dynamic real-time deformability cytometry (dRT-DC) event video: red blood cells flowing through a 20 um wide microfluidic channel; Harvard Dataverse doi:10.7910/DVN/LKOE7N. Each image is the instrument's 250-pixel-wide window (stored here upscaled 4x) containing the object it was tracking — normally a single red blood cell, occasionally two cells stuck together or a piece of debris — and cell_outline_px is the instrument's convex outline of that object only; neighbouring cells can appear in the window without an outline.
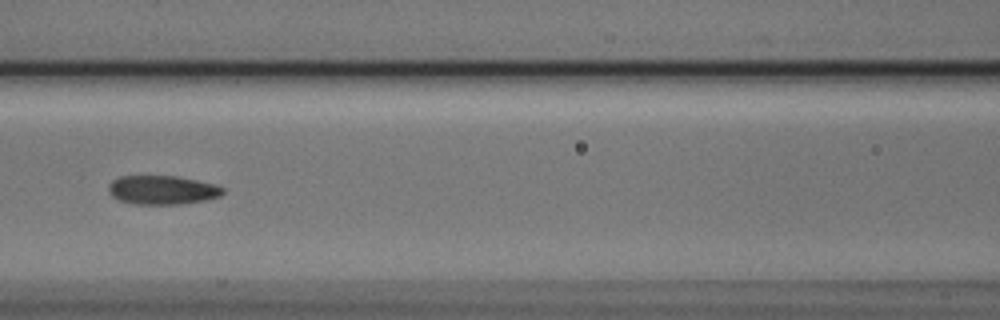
{"species": "Egyptian fruit bat (a non-hibernating species)", "species_latin": "Rousettus aegyptiacus", "temperature_condition": "cold", "stored_images_in_passage": 6, "camera_frame_rate_fps": 3000, "um_per_image_px": 0.085, "animal": {"sex": "male"}, "frame": {"image": 1, "passage_image": 6, "time_ms": 1.667, "image_size_px": [1000, 320], "cell_outline_px": [[224, 192], [220, 196], [204, 200], [180, 204], [132, 204], [120, 200], [112, 196], [108, 188], [108, 184], [112, 180], [120, 176], [176, 176], [216, 184], [224, 188]], "centroid_in_image_um": [13.79, 16.14], "position_along_channel_um": 152.8, "area_um2": 19.25}}